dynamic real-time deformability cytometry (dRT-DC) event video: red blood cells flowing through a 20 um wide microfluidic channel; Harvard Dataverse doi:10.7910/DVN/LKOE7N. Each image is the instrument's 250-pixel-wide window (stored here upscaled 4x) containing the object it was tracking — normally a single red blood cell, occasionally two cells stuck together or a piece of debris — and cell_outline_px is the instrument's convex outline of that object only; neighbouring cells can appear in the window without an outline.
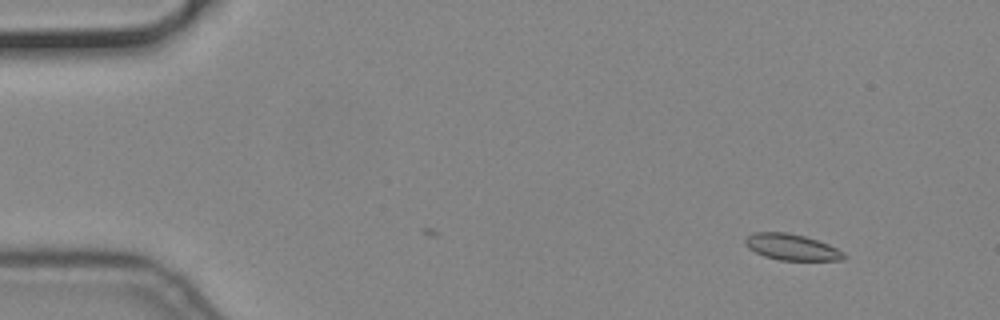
{"species": "common noctule bat (a hibernating species)", "species_latin": "Nyctalus noctula", "temperature_condition": "cold", "stored_images_in_passage": 8, "camera_frame_rate_fps": 3000, "um_per_image_px": 0.085, "animal": {"sex": "male", "body_mass_g": 19.2, "forearm_length_mm": 51.8}, "frame": {"image": 1, "passage_image": 8, "time_ms": 2.333, "image_size_px": [1000, 320], "cell_outline_px": [[844, 260], [780, 260], [764, 256], [748, 248], [744, 244], [744, 240], [752, 232], [788, 232], [804, 236], [828, 244], [844, 252]], "centroid_in_image_um": [67.26, 21.0], "position_along_channel_um": 17.7, "area_um2": 14.97}}